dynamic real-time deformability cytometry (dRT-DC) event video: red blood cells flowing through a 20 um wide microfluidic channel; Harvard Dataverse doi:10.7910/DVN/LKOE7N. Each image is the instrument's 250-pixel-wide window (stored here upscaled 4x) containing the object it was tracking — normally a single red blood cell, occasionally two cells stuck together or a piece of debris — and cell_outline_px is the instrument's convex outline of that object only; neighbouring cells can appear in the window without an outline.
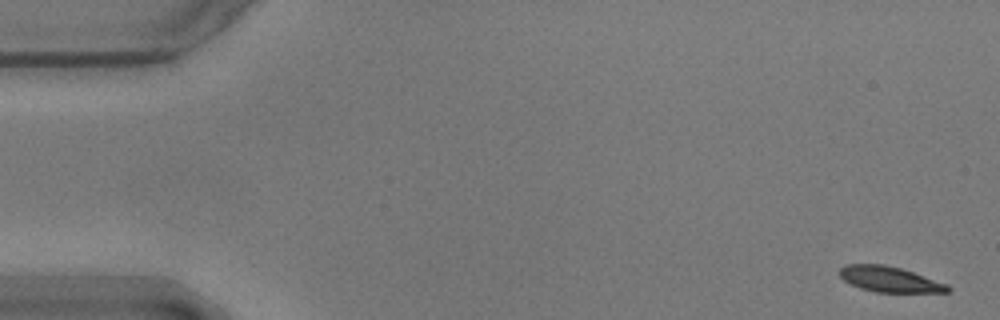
{"species": "common noctule bat (a hibernating species)", "species_latin": "Nyctalus noctula", "temperature_condition": "warm", "stored_images_in_passage": 15, "camera_frame_rate_fps": 3000, "um_per_image_px": 0.085, "animal": {"sex": "male", "body_mass_g": 17.9}, "frame": {"image": 1, "passage_image": 1, "time_ms": 0.0, "image_size_px": [1000, 320], "cell_outline_px": [[952, 288], [948, 292], [876, 292], [860, 288], [844, 280], [840, 276], [840, 268], [844, 264], [884, 264], [900, 268], [948, 284]], "centroid_in_image_um": [75.62, 23.74], "position_along_channel_um": 9.4, "area_um2": 15.95}}
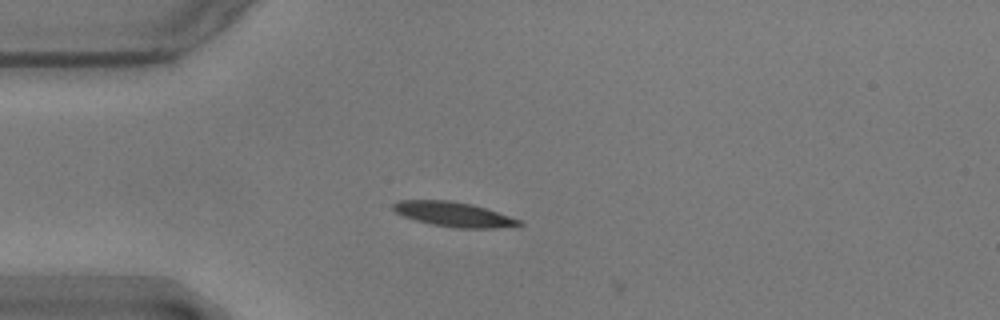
{"frame": {"image": 2, "passage_image": 14, "time_ms": 4.333, "image_size_px": [1000, 320], "cell_outline_px": [[524, 224], [496, 228], [456, 228], [432, 224], [416, 220], [404, 216], [396, 212], [392, 208], [392, 204], [400, 200], [452, 200], [472, 204], [520, 220]], "centroid_in_image_um": [38.52, 18.21], "position_along_channel_um": 46.5, "area_um2": 17.86}}